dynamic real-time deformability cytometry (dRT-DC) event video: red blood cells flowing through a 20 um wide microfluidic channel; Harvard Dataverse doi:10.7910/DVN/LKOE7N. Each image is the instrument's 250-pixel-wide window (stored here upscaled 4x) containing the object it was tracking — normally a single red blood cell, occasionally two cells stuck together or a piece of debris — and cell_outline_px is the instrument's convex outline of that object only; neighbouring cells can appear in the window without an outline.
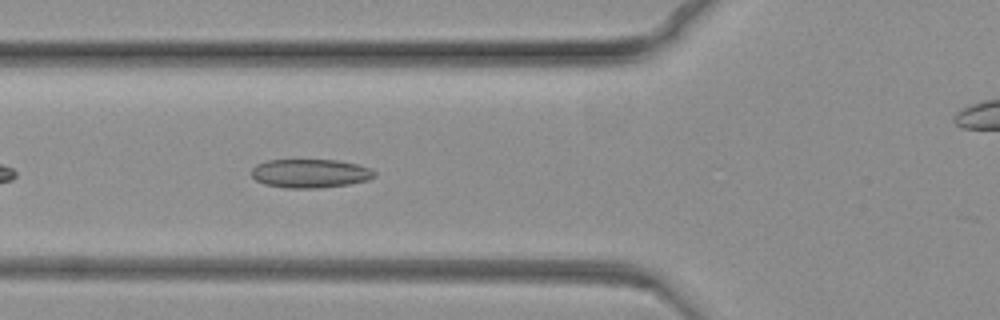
{"species": "common noctule bat (a hibernating species)", "species_latin": "Nyctalus noctula", "temperature_condition": "warm", "stored_images_in_passage": 51, "camera_frame_rate_fps": 3000, "um_per_image_px": 0.085, "animal": {"sex": "female", "body_mass_g": 19.3, "forearm_length_mm": 54.1}, "frame": {"image": 1, "passage_image": 9, "time_ms": 2.667, "image_size_px": [1000, 320], "cell_outline_px": [[376, 176], [368, 180], [348, 184], [320, 188], [284, 188], [264, 184], [256, 180], [252, 176], [252, 168], [256, 164], [268, 160], [336, 160], [356, 164], [368, 168], [376, 172]], "centroid_in_image_um": [26.35, 14.74], "position_along_channel_um": 99.5, "area_um2": 20.58}}
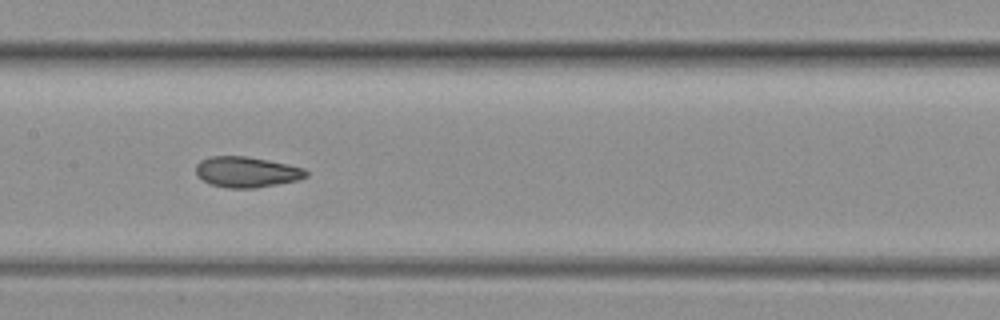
{"frame": {"image": 2, "passage_image": 19, "time_ms": 6.0, "image_size_px": [1000, 320], "cell_outline_px": [[308, 176], [300, 180], [256, 188], [228, 188], [212, 184], [204, 180], [196, 172], [196, 164], [200, 160], [212, 156], [244, 156], [268, 160], [304, 168], [308, 172]], "centroid_in_image_um": [21.0, 14.62], "position_along_channel_um": 186.4, "area_um2": 19.59}}
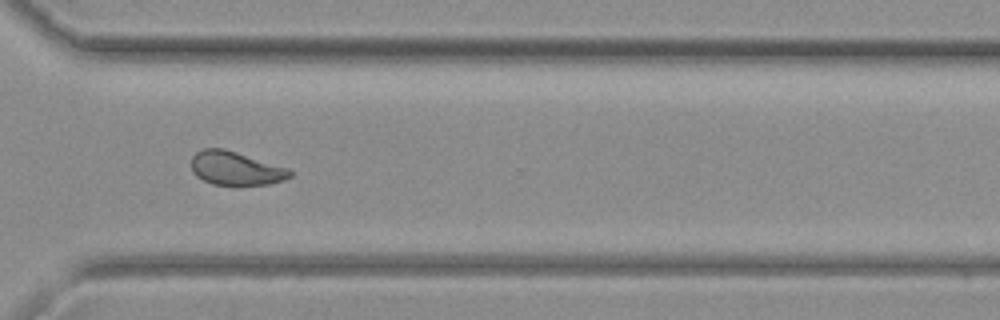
{"frame": {"image": 3, "passage_image": 38, "time_ms": 12.333, "image_size_px": [1000, 320], "cell_outline_px": [[292, 176], [284, 180], [268, 184], [236, 188], [212, 184], [196, 176], [192, 172], [192, 156], [196, 152], [204, 148], [224, 148], [288, 168], [292, 172]], "centroid_in_image_um": [20.03, 14.35], "position_along_channel_um": 350.6, "area_um2": 19.94}}